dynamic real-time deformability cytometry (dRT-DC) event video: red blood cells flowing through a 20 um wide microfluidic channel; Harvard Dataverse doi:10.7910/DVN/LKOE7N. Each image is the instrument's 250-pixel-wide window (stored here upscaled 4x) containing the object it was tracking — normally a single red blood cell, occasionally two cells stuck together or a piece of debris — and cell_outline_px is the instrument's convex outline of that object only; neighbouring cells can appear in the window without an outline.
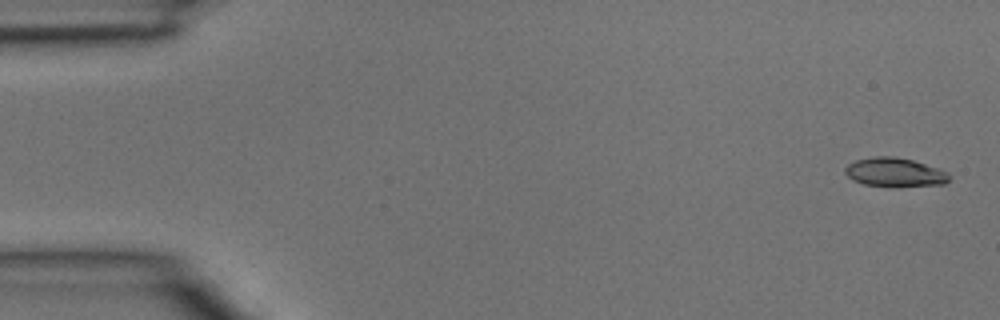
{"species": "common noctule bat (a hibernating species)", "species_latin": "Nyctalus noctula", "temperature_condition": "room temperature", "stored_images_in_passage": 3, "camera_frame_rate_fps": 3000, "um_per_image_px": 0.085, "animal": {"sex": "male", "body_mass_g": 15.6}, "frame": {"image": 1, "passage_image": 1, "time_ms": 0.0, "image_size_px": [1000, 320], "cell_outline_px": [[948, 180], [944, 184], [892, 188], [864, 184], [852, 180], [844, 172], [844, 168], [848, 164], [856, 160], [876, 156], [892, 156], [912, 160], [948, 172]], "centroid_in_image_um": [76.02, 14.67], "position_along_channel_um": 9.0, "area_um2": 17.69}}
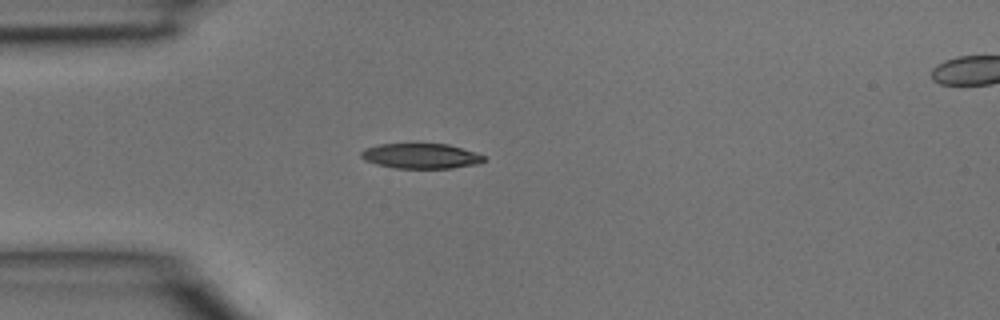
{"frame": {"image": 2, "passage_image": 3, "time_ms": 0.667, "image_size_px": [1000, 320], "cell_outline_px": [[488, 160], [480, 164], [452, 168], [396, 168], [376, 164], [364, 160], [360, 156], [360, 152], [364, 148], [380, 144], [448, 144], [476, 152], [484, 156]], "centroid_in_image_um": [35.8, 13.26], "position_along_channel_um": 49.2, "area_um2": 18.15}}